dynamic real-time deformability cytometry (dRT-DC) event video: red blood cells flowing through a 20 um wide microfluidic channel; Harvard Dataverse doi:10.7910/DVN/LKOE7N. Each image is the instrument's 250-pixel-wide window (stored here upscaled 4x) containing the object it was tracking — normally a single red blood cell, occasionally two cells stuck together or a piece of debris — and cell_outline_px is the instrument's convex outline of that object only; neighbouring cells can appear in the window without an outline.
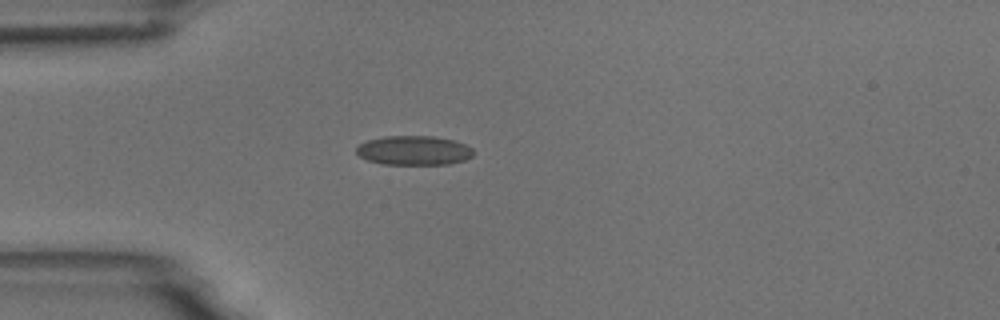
{"species": "common noctule bat (a hibernating species)", "species_latin": "Nyctalus noctula", "temperature_condition": "room temperature", "stored_images_in_passage": 2, "camera_frame_rate_fps": 3000, "um_per_image_px": 0.085, "animal": {"sex": "male", "body_mass_g": 18.8}, "frame": {"image": 1, "passage_image": 1, "time_ms": 0.0, "image_size_px": [1000, 320], "cell_outline_px": [[472, 156], [464, 160], [448, 164], [384, 164], [368, 160], [360, 156], [356, 152], [356, 148], [360, 144], [368, 140], [384, 136], [432, 136], [452, 140], [464, 144], [472, 148]], "centroid_in_image_um": [35.16, 12.78], "position_along_channel_um": 49.8, "area_um2": 19.77}}